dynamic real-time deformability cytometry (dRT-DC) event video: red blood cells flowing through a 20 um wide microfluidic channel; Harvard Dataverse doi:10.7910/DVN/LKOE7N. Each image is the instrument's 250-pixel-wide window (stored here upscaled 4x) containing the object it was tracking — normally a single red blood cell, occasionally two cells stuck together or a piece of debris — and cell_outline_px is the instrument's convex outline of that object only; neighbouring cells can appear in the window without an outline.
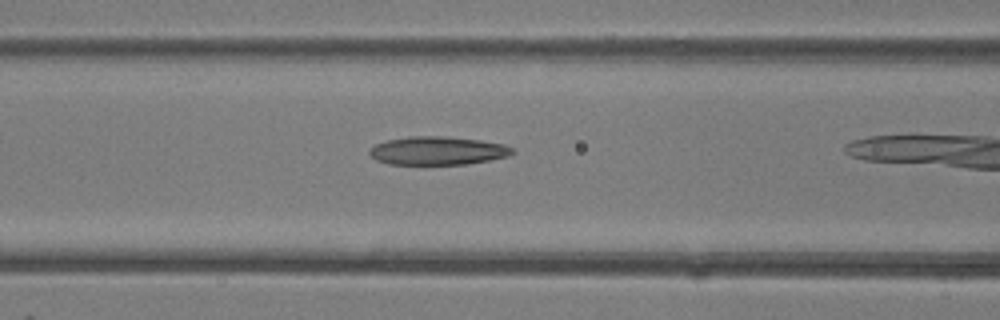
{"species": "common noctule bat (a hibernating species)", "species_latin": "Nyctalus noctula", "temperature_condition": "room temperature", "stored_images_in_passage": 8, "camera_frame_rate_fps": 3000, "um_per_image_px": 0.085, "animal": {"sex": "female"}, "frame": {"image": 1, "passage_image": 7, "time_ms": 2.0, "image_size_px": [1000, 320], "cell_outline_px": [[516, 152], [508, 156], [468, 164], [388, 164], [376, 160], [368, 152], [376, 144], [388, 140], [408, 136], [444, 136], [480, 140], [504, 144], [512, 148]], "centroid_in_image_um": [37.21, 12.81], "position_along_channel_um": 129.4, "area_um2": 23.52}}